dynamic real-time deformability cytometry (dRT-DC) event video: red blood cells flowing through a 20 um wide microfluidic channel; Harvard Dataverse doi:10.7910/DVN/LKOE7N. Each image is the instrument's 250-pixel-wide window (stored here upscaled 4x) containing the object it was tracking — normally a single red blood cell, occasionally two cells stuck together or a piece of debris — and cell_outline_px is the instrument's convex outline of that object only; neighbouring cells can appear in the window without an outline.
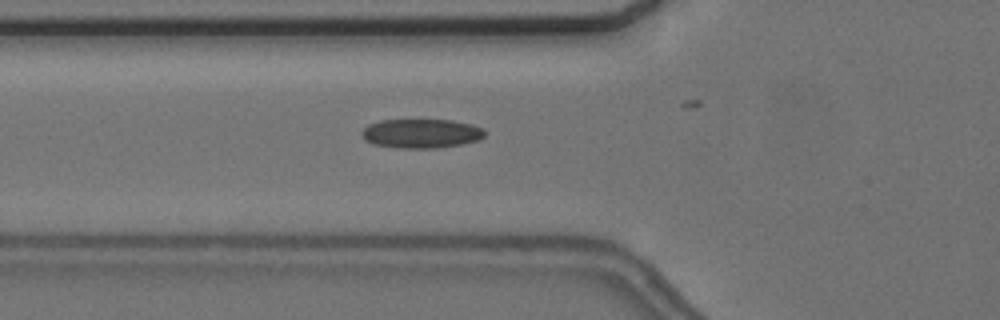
{"species": "common noctule bat (a hibernating species)", "species_latin": "Nyctalus noctula", "temperature_condition": "cold", "stored_images_in_passage": 41, "camera_frame_rate_fps": 3000, "um_per_image_px": 0.085, "animal": {"sex": "female", "body_mass_g": 24.6, "forearm_length_mm": 56.2}, "frame": {"image": 1, "passage_image": 5, "time_ms": 1.333, "image_size_px": [1000, 320], "cell_outline_px": [[484, 136], [480, 140], [464, 144], [436, 148], [396, 148], [372, 144], [364, 140], [360, 132], [368, 124], [380, 120], [452, 120], [472, 124], [484, 128]], "centroid_in_image_um": [35.8, 11.35], "position_along_channel_um": 90.0, "area_um2": 21.21}}
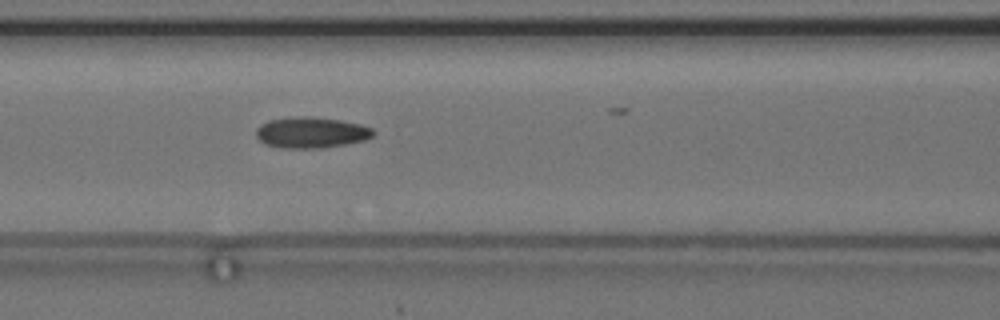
{"frame": {"image": 2, "passage_image": 9, "time_ms": 2.667, "image_size_px": [1000, 320], "cell_outline_px": [[376, 132], [372, 136], [364, 140], [344, 144], [320, 148], [280, 148], [264, 144], [256, 136], [256, 128], [260, 124], [268, 120], [296, 116], [308, 116], [340, 120], [360, 124], [372, 128]], "centroid_in_image_um": [26.42, 11.26], "position_along_channel_um": 140.2, "area_um2": 21.21}, "authors_computed_cell_mechanics": {"area_um2": 19.652, "velocity_mm_per_s": 3.6895, "shape_relaxation_time_tau1_ms": 3.8232, "shape_relaxation_time_tau2_ms": 2.9474, "deformation_change_tau1": 0.0918, "deformation_change_tau2": 0.1031}}